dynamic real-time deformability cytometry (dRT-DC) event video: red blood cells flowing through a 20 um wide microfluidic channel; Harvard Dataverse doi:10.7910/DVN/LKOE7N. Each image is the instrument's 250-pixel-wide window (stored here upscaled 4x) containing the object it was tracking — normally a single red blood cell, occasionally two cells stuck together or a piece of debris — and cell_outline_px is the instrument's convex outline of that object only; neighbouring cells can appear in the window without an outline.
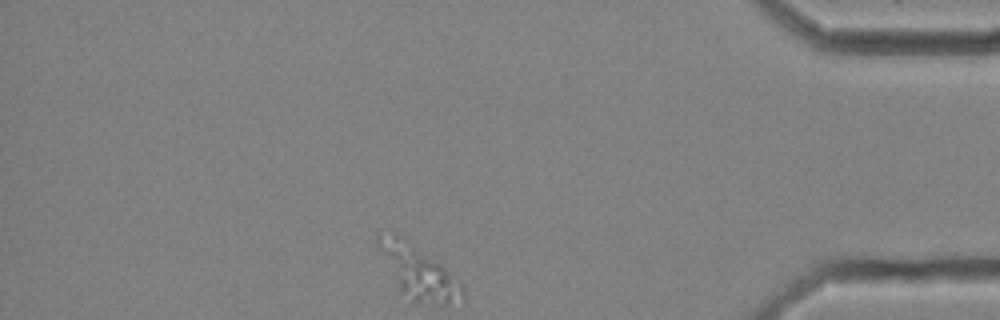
{"species": "common noctule bat (a hibernating species)", "species_latin": "Nyctalus noctula", "temperature_condition": "cold", "stored_images_in_passage": 38, "segment_of_instrument_passage": [2, 2], "camera_frame_rate_fps": 3000, "um_per_image_px": 0.085, "animal": {"sex": "female", "body_mass_g": 25.1}, "frame": {"image": 1, "passage_image": 38, "time_ms": 12.333, "image_size_px": [1000, 320], "cell_outline_px": [[464, 304], [432, 304], [412, 300], [396, 292], [376, 244], [376, 236], [396, 236], [440, 264], [460, 280], [464, 288]], "centroid_in_image_um": [35.58, 23.28], "position_along_channel_um": 399.6, "area_um2": 25.78}}